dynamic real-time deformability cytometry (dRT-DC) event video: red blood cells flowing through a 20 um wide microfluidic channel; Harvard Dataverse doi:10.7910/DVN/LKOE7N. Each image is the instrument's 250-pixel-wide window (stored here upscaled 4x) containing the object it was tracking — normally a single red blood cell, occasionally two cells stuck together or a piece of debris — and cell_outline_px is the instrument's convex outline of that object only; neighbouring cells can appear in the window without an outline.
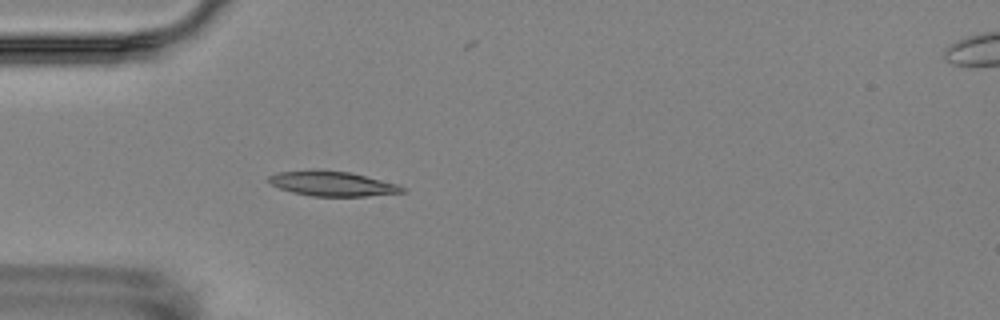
{"species": "Egyptian fruit bat (a non-hibernating species)", "species_latin": "Rousettus aegyptiacus", "temperature_condition": "room temperature", "stored_images_in_passage": 5, "camera_frame_rate_fps": 3000, "um_per_image_px": 0.085, "animal": {"sex": "female"}, "frame": {"image": 1, "passage_image": 4, "time_ms": 4.333, "image_size_px": [1000, 320], "cell_outline_px": [[408, 192], [368, 196], [312, 196], [292, 192], [280, 188], [272, 184], [268, 180], [268, 176], [276, 172], [312, 168], [348, 172], [396, 184], [404, 188]], "centroid_in_image_um": [28.19, 15.59], "position_along_channel_um": 56.8, "area_um2": 19.42}}